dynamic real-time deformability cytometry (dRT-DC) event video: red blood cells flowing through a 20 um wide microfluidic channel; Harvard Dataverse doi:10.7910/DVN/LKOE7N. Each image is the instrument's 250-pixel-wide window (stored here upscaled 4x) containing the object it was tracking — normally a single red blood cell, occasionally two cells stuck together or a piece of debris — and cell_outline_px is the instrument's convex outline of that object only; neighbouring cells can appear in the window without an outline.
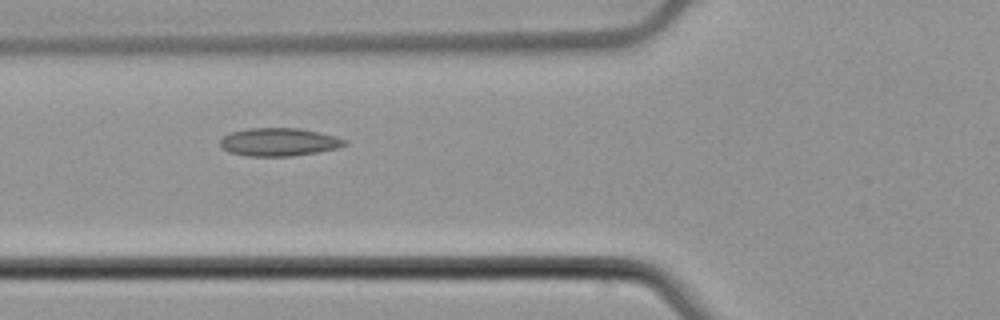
{"species": "common noctule bat (a hibernating species)", "species_latin": "Nyctalus noctula", "temperature_condition": "cold", "stored_images_in_passage": 3, "camera_frame_rate_fps": 3000, "um_per_image_px": 0.085, "animal": {"sex": "male", "body_mass_g": 21.5, "forearm_length_mm": 52.0}, "frame": {"image": 1, "passage_image": 2, "time_ms": 0.333, "image_size_px": [1000, 320], "cell_outline_px": [[348, 144], [340, 148], [292, 156], [248, 156], [228, 152], [220, 144], [220, 140], [224, 136], [232, 132], [244, 128], [300, 128], [336, 136], [348, 140]], "centroid_in_image_um": [23.75, 12.07], "position_along_channel_um": 102.1, "area_um2": 20.46}}
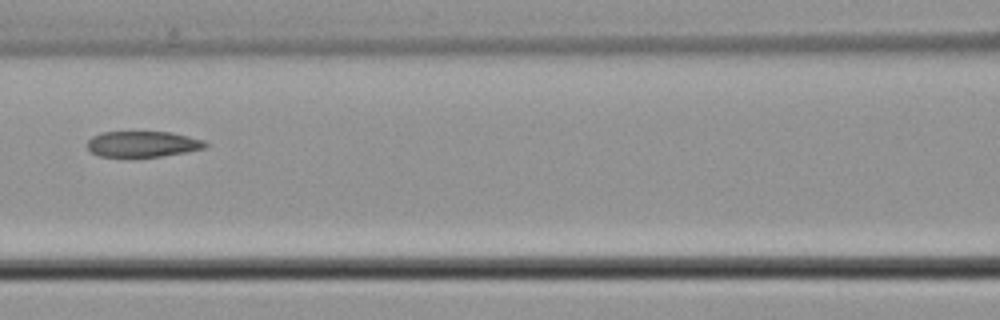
{"frame": {"image": 2, "passage_image": 3, "time_ms": 0.667, "image_size_px": [1000, 320], "cell_outline_px": [[208, 144], [204, 148], [188, 152], [160, 156], [100, 156], [92, 152], [88, 148], [88, 140], [92, 136], [104, 132], [172, 132], [204, 140]], "centroid_in_image_um": [12.16, 12.23], "position_along_channel_um": 154.4, "area_um2": 17.57}}